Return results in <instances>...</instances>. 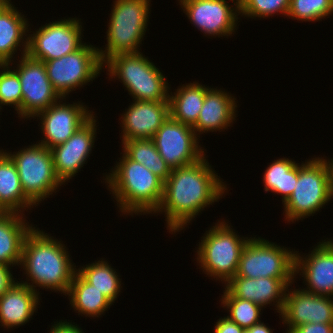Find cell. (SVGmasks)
<instances>
[{
  "mask_svg": "<svg viewBox=\"0 0 333 333\" xmlns=\"http://www.w3.org/2000/svg\"><path fill=\"white\" fill-rule=\"evenodd\" d=\"M207 156L188 166L174 168L164 181V194L156 213H165L169 233L186 228L206 207L226 195L227 185L209 165ZM186 226V227H185Z\"/></svg>",
  "mask_w": 333,
  "mask_h": 333,
  "instance_id": "obj_1",
  "label": "cell"
},
{
  "mask_svg": "<svg viewBox=\"0 0 333 333\" xmlns=\"http://www.w3.org/2000/svg\"><path fill=\"white\" fill-rule=\"evenodd\" d=\"M67 250L61 240L34 226L26 235L22 245L20 267L27 277L26 281L20 282L34 291L39 287L54 292L59 291L66 296L77 272L76 265Z\"/></svg>",
  "mask_w": 333,
  "mask_h": 333,
  "instance_id": "obj_2",
  "label": "cell"
},
{
  "mask_svg": "<svg viewBox=\"0 0 333 333\" xmlns=\"http://www.w3.org/2000/svg\"><path fill=\"white\" fill-rule=\"evenodd\" d=\"M121 154L114 169L111 167V173L103 178L119 212L132 217L134 214H154L163 199L164 181L124 152Z\"/></svg>",
  "mask_w": 333,
  "mask_h": 333,
  "instance_id": "obj_3",
  "label": "cell"
},
{
  "mask_svg": "<svg viewBox=\"0 0 333 333\" xmlns=\"http://www.w3.org/2000/svg\"><path fill=\"white\" fill-rule=\"evenodd\" d=\"M103 67L109 79H119L133 100L169 102L168 80L142 52L112 56Z\"/></svg>",
  "mask_w": 333,
  "mask_h": 333,
  "instance_id": "obj_4",
  "label": "cell"
},
{
  "mask_svg": "<svg viewBox=\"0 0 333 333\" xmlns=\"http://www.w3.org/2000/svg\"><path fill=\"white\" fill-rule=\"evenodd\" d=\"M111 9L107 44L98 48L99 58L103 64L112 56L122 53L140 52V44L147 31L151 0H114Z\"/></svg>",
  "mask_w": 333,
  "mask_h": 333,
  "instance_id": "obj_5",
  "label": "cell"
},
{
  "mask_svg": "<svg viewBox=\"0 0 333 333\" xmlns=\"http://www.w3.org/2000/svg\"><path fill=\"white\" fill-rule=\"evenodd\" d=\"M224 221V222H223ZM230 223L222 219L206 230L196 249L197 265L208 277L226 285L236 274L241 252L249 237H240Z\"/></svg>",
  "mask_w": 333,
  "mask_h": 333,
  "instance_id": "obj_6",
  "label": "cell"
},
{
  "mask_svg": "<svg viewBox=\"0 0 333 333\" xmlns=\"http://www.w3.org/2000/svg\"><path fill=\"white\" fill-rule=\"evenodd\" d=\"M294 191L283 204L285 221L296 222L319 212L333 199L327 168L320 157L298 163V180Z\"/></svg>",
  "mask_w": 333,
  "mask_h": 333,
  "instance_id": "obj_7",
  "label": "cell"
},
{
  "mask_svg": "<svg viewBox=\"0 0 333 333\" xmlns=\"http://www.w3.org/2000/svg\"><path fill=\"white\" fill-rule=\"evenodd\" d=\"M3 151L14 162L24 194L35 207L65 185L56 175L52 153L45 146L33 143L13 153Z\"/></svg>",
  "mask_w": 333,
  "mask_h": 333,
  "instance_id": "obj_8",
  "label": "cell"
},
{
  "mask_svg": "<svg viewBox=\"0 0 333 333\" xmlns=\"http://www.w3.org/2000/svg\"><path fill=\"white\" fill-rule=\"evenodd\" d=\"M294 251L259 236L250 237L241 252L236 275L252 279H295Z\"/></svg>",
  "mask_w": 333,
  "mask_h": 333,
  "instance_id": "obj_9",
  "label": "cell"
},
{
  "mask_svg": "<svg viewBox=\"0 0 333 333\" xmlns=\"http://www.w3.org/2000/svg\"><path fill=\"white\" fill-rule=\"evenodd\" d=\"M44 65L54 90L61 98H68L67 95L69 96L72 91L93 82L104 69L98 47L88 45L86 42L77 51L45 61Z\"/></svg>",
  "mask_w": 333,
  "mask_h": 333,
  "instance_id": "obj_10",
  "label": "cell"
},
{
  "mask_svg": "<svg viewBox=\"0 0 333 333\" xmlns=\"http://www.w3.org/2000/svg\"><path fill=\"white\" fill-rule=\"evenodd\" d=\"M80 20L68 17L49 21L35 32L28 29V33L33 34H28L27 54L33 59L45 62L77 51L85 44L81 40L84 29Z\"/></svg>",
  "mask_w": 333,
  "mask_h": 333,
  "instance_id": "obj_11",
  "label": "cell"
},
{
  "mask_svg": "<svg viewBox=\"0 0 333 333\" xmlns=\"http://www.w3.org/2000/svg\"><path fill=\"white\" fill-rule=\"evenodd\" d=\"M18 62V64L15 63L17 67H13V70L18 74L21 82V118L31 120L61 97L54 90L43 61L25 54Z\"/></svg>",
  "mask_w": 333,
  "mask_h": 333,
  "instance_id": "obj_12",
  "label": "cell"
},
{
  "mask_svg": "<svg viewBox=\"0 0 333 333\" xmlns=\"http://www.w3.org/2000/svg\"><path fill=\"white\" fill-rule=\"evenodd\" d=\"M152 141L171 169L191 165L206 155L193 127L170 116L157 130Z\"/></svg>",
  "mask_w": 333,
  "mask_h": 333,
  "instance_id": "obj_13",
  "label": "cell"
},
{
  "mask_svg": "<svg viewBox=\"0 0 333 333\" xmlns=\"http://www.w3.org/2000/svg\"><path fill=\"white\" fill-rule=\"evenodd\" d=\"M179 5L193 24L205 36H233L237 31L239 0H178ZM235 6V7H234ZM238 22V23H237Z\"/></svg>",
  "mask_w": 333,
  "mask_h": 333,
  "instance_id": "obj_14",
  "label": "cell"
},
{
  "mask_svg": "<svg viewBox=\"0 0 333 333\" xmlns=\"http://www.w3.org/2000/svg\"><path fill=\"white\" fill-rule=\"evenodd\" d=\"M66 98H60L48 109L40 112L34 118L40 119L41 133L44 138L39 140V144L48 149L56 145L65 143L82 125H84L93 115L85 103L80 101L72 104L66 103ZM65 101V102H63ZM41 141V142H40Z\"/></svg>",
  "mask_w": 333,
  "mask_h": 333,
  "instance_id": "obj_15",
  "label": "cell"
},
{
  "mask_svg": "<svg viewBox=\"0 0 333 333\" xmlns=\"http://www.w3.org/2000/svg\"><path fill=\"white\" fill-rule=\"evenodd\" d=\"M279 315L282 323L287 325L286 333L307 323L333 324V297L316 295L302 288L289 289L288 286Z\"/></svg>",
  "mask_w": 333,
  "mask_h": 333,
  "instance_id": "obj_16",
  "label": "cell"
},
{
  "mask_svg": "<svg viewBox=\"0 0 333 333\" xmlns=\"http://www.w3.org/2000/svg\"><path fill=\"white\" fill-rule=\"evenodd\" d=\"M96 122V115H93L65 143L50 149L56 175L63 184L75 177L87 163L95 144Z\"/></svg>",
  "mask_w": 333,
  "mask_h": 333,
  "instance_id": "obj_17",
  "label": "cell"
},
{
  "mask_svg": "<svg viewBox=\"0 0 333 333\" xmlns=\"http://www.w3.org/2000/svg\"><path fill=\"white\" fill-rule=\"evenodd\" d=\"M317 244L307 255L295 251V278L299 273L304 278L303 290L333 297V239Z\"/></svg>",
  "mask_w": 333,
  "mask_h": 333,
  "instance_id": "obj_18",
  "label": "cell"
},
{
  "mask_svg": "<svg viewBox=\"0 0 333 333\" xmlns=\"http://www.w3.org/2000/svg\"><path fill=\"white\" fill-rule=\"evenodd\" d=\"M121 115L123 141L152 139L170 116L169 102L134 100Z\"/></svg>",
  "mask_w": 333,
  "mask_h": 333,
  "instance_id": "obj_19",
  "label": "cell"
},
{
  "mask_svg": "<svg viewBox=\"0 0 333 333\" xmlns=\"http://www.w3.org/2000/svg\"><path fill=\"white\" fill-rule=\"evenodd\" d=\"M296 279L264 278L257 279L235 275L225 286L234 297L249 300L266 308L274 305L276 312L281 313L288 286ZM266 306V307H265Z\"/></svg>",
  "mask_w": 333,
  "mask_h": 333,
  "instance_id": "obj_20",
  "label": "cell"
},
{
  "mask_svg": "<svg viewBox=\"0 0 333 333\" xmlns=\"http://www.w3.org/2000/svg\"><path fill=\"white\" fill-rule=\"evenodd\" d=\"M216 88H209L204 97V103L193 129L196 135L208 132L224 131L233 127L237 115V103L235 96Z\"/></svg>",
  "mask_w": 333,
  "mask_h": 333,
  "instance_id": "obj_21",
  "label": "cell"
},
{
  "mask_svg": "<svg viewBox=\"0 0 333 333\" xmlns=\"http://www.w3.org/2000/svg\"><path fill=\"white\" fill-rule=\"evenodd\" d=\"M40 292L17 281L0 297V326L13 329L25 325L40 305Z\"/></svg>",
  "mask_w": 333,
  "mask_h": 333,
  "instance_id": "obj_22",
  "label": "cell"
},
{
  "mask_svg": "<svg viewBox=\"0 0 333 333\" xmlns=\"http://www.w3.org/2000/svg\"><path fill=\"white\" fill-rule=\"evenodd\" d=\"M25 17L13 4L0 9V64L13 63L17 50L27 54L30 24Z\"/></svg>",
  "mask_w": 333,
  "mask_h": 333,
  "instance_id": "obj_23",
  "label": "cell"
},
{
  "mask_svg": "<svg viewBox=\"0 0 333 333\" xmlns=\"http://www.w3.org/2000/svg\"><path fill=\"white\" fill-rule=\"evenodd\" d=\"M26 221V215L19 213L0 216V263L20 266L24 239L34 226Z\"/></svg>",
  "mask_w": 333,
  "mask_h": 333,
  "instance_id": "obj_24",
  "label": "cell"
},
{
  "mask_svg": "<svg viewBox=\"0 0 333 333\" xmlns=\"http://www.w3.org/2000/svg\"><path fill=\"white\" fill-rule=\"evenodd\" d=\"M178 86L175 92L169 93L170 117L178 122L193 127L198 119L209 86L193 83Z\"/></svg>",
  "mask_w": 333,
  "mask_h": 333,
  "instance_id": "obj_25",
  "label": "cell"
},
{
  "mask_svg": "<svg viewBox=\"0 0 333 333\" xmlns=\"http://www.w3.org/2000/svg\"><path fill=\"white\" fill-rule=\"evenodd\" d=\"M0 204L9 213L20 214L35 206L25 196L16 166L3 149H0Z\"/></svg>",
  "mask_w": 333,
  "mask_h": 333,
  "instance_id": "obj_26",
  "label": "cell"
},
{
  "mask_svg": "<svg viewBox=\"0 0 333 333\" xmlns=\"http://www.w3.org/2000/svg\"><path fill=\"white\" fill-rule=\"evenodd\" d=\"M67 295L71 308L78 315L83 314L89 318L101 317L113 305L101 291H98L94 286L86 282L77 272L69 286Z\"/></svg>",
  "mask_w": 333,
  "mask_h": 333,
  "instance_id": "obj_27",
  "label": "cell"
},
{
  "mask_svg": "<svg viewBox=\"0 0 333 333\" xmlns=\"http://www.w3.org/2000/svg\"><path fill=\"white\" fill-rule=\"evenodd\" d=\"M265 192L282 196L284 204L294 191L298 180V163L287 157L274 159L263 174Z\"/></svg>",
  "mask_w": 333,
  "mask_h": 333,
  "instance_id": "obj_28",
  "label": "cell"
},
{
  "mask_svg": "<svg viewBox=\"0 0 333 333\" xmlns=\"http://www.w3.org/2000/svg\"><path fill=\"white\" fill-rule=\"evenodd\" d=\"M104 258L88 263L85 266H80L77 273L89 284L94 286L98 291H101L112 303H115L119 293L121 292V280L118 273L108 261Z\"/></svg>",
  "mask_w": 333,
  "mask_h": 333,
  "instance_id": "obj_29",
  "label": "cell"
},
{
  "mask_svg": "<svg viewBox=\"0 0 333 333\" xmlns=\"http://www.w3.org/2000/svg\"><path fill=\"white\" fill-rule=\"evenodd\" d=\"M122 151L131 159L144 165L152 173L165 181L172 169L160 156L152 139L123 141Z\"/></svg>",
  "mask_w": 333,
  "mask_h": 333,
  "instance_id": "obj_30",
  "label": "cell"
},
{
  "mask_svg": "<svg viewBox=\"0 0 333 333\" xmlns=\"http://www.w3.org/2000/svg\"><path fill=\"white\" fill-rule=\"evenodd\" d=\"M221 306L227 309V317L239 327L247 329L261 322L259 317L263 308L260 305L234 297L226 288L221 297Z\"/></svg>",
  "mask_w": 333,
  "mask_h": 333,
  "instance_id": "obj_31",
  "label": "cell"
},
{
  "mask_svg": "<svg viewBox=\"0 0 333 333\" xmlns=\"http://www.w3.org/2000/svg\"><path fill=\"white\" fill-rule=\"evenodd\" d=\"M12 65L14 63L0 64V112L4 105L13 106L21 119L22 88Z\"/></svg>",
  "mask_w": 333,
  "mask_h": 333,
  "instance_id": "obj_32",
  "label": "cell"
},
{
  "mask_svg": "<svg viewBox=\"0 0 333 333\" xmlns=\"http://www.w3.org/2000/svg\"><path fill=\"white\" fill-rule=\"evenodd\" d=\"M333 13V0H290L287 17L298 21L317 22Z\"/></svg>",
  "mask_w": 333,
  "mask_h": 333,
  "instance_id": "obj_33",
  "label": "cell"
},
{
  "mask_svg": "<svg viewBox=\"0 0 333 333\" xmlns=\"http://www.w3.org/2000/svg\"><path fill=\"white\" fill-rule=\"evenodd\" d=\"M290 0H239V14L241 17L270 18V16L284 15L287 17Z\"/></svg>",
  "mask_w": 333,
  "mask_h": 333,
  "instance_id": "obj_34",
  "label": "cell"
},
{
  "mask_svg": "<svg viewBox=\"0 0 333 333\" xmlns=\"http://www.w3.org/2000/svg\"><path fill=\"white\" fill-rule=\"evenodd\" d=\"M289 333H333V324L307 323L294 327Z\"/></svg>",
  "mask_w": 333,
  "mask_h": 333,
  "instance_id": "obj_35",
  "label": "cell"
},
{
  "mask_svg": "<svg viewBox=\"0 0 333 333\" xmlns=\"http://www.w3.org/2000/svg\"><path fill=\"white\" fill-rule=\"evenodd\" d=\"M11 268V266L0 263V297L17 281L15 277L13 278Z\"/></svg>",
  "mask_w": 333,
  "mask_h": 333,
  "instance_id": "obj_36",
  "label": "cell"
},
{
  "mask_svg": "<svg viewBox=\"0 0 333 333\" xmlns=\"http://www.w3.org/2000/svg\"><path fill=\"white\" fill-rule=\"evenodd\" d=\"M213 329L214 333H243L245 331L244 328L239 327L236 323L225 316L217 320Z\"/></svg>",
  "mask_w": 333,
  "mask_h": 333,
  "instance_id": "obj_37",
  "label": "cell"
},
{
  "mask_svg": "<svg viewBox=\"0 0 333 333\" xmlns=\"http://www.w3.org/2000/svg\"><path fill=\"white\" fill-rule=\"evenodd\" d=\"M49 333H85L79 325L74 322H67L66 320H59L52 324Z\"/></svg>",
  "mask_w": 333,
  "mask_h": 333,
  "instance_id": "obj_38",
  "label": "cell"
},
{
  "mask_svg": "<svg viewBox=\"0 0 333 333\" xmlns=\"http://www.w3.org/2000/svg\"><path fill=\"white\" fill-rule=\"evenodd\" d=\"M322 161L324 162L327 172H328V180H329V187H330V192L333 197V158L332 159H324V157H320Z\"/></svg>",
  "mask_w": 333,
  "mask_h": 333,
  "instance_id": "obj_39",
  "label": "cell"
},
{
  "mask_svg": "<svg viewBox=\"0 0 333 333\" xmlns=\"http://www.w3.org/2000/svg\"><path fill=\"white\" fill-rule=\"evenodd\" d=\"M255 333H273V330L263 322L255 324Z\"/></svg>",
  "mask_w": 333,
  "mask_h": 333,
  "instance_id": "obj_40",
  "label": "cell"
},
{
  "mask_svg": "<svg viewBox=\"0 0 333 333\" xmlns=\"http://www.w3.org/2000/svg\"><path fill=\"white\" fill-rule=\"evenodd\" d=\"M11 0H0V9L11 5Z\"/></svg>",
  "mask_w": 333,
  "mask_h": 333,
  "instance_id": "obj_41",
  "label": "cell"
},
{
  "mask_svg": "<svg viewBox=\"0 0 333 333\" xmlns=\"http://www.w3.org/2000/svg\"><path fill=\"white\" fill-rule=\"evenodd\" d=\"M243 333H255V325L250 328L245 329Z\"/></svg>",
  "mask_w": 333,
  "mask_h": 333,
  "instance_id": "obj_42",
  "label": "cell"
},
{
  "mask_svg": "<svg viewBox=\"0 0 333 333\" xmlns=\"http://www.w3.org/2000/svg\"><path fill=\"white\" fill-rule=\"evenodd\" d=\"M9 213L1 204H0V216Z\"/></svg>",
  "mask_w": 333,
  "mask_h": 333,
  "instance_id": "obj_43",
  "label": "cell"
}]
</instances>
